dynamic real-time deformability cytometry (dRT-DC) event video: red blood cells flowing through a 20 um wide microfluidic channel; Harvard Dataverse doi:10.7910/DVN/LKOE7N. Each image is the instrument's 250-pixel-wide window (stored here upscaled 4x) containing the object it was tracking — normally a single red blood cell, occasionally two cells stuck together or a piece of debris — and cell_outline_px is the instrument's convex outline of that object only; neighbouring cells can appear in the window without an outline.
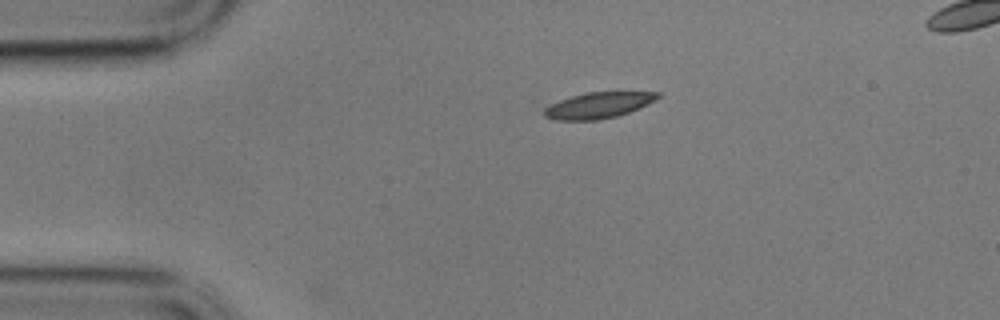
{"species": "common noctule bat (a hibernating species)", "species_latin": "Nyctalus noctula", "temperature_condition": "cold", "stored_images_in_passage": 40, "camera_frame_rate_fps": 3000, "um_per_image_px": 0.085, "animal": {"sex": "male", "body_mass_g": 17.9}, "frame": {"image": 1, "passage_image": 1, "time_ms": 0.0, "image_size_px": [1000, 320], "cell_outline_px": [[660, 96], [628, 112], [616, 116], [600, 120], [556, 120], [544, 116], [544, 108], [548, 104], [572, 96], [588, 92], [660, 92]], "centroid_in_image_um": [50.77, 8.95], "position_along_channel_um": 34.2, "area_um2": 16.82}}
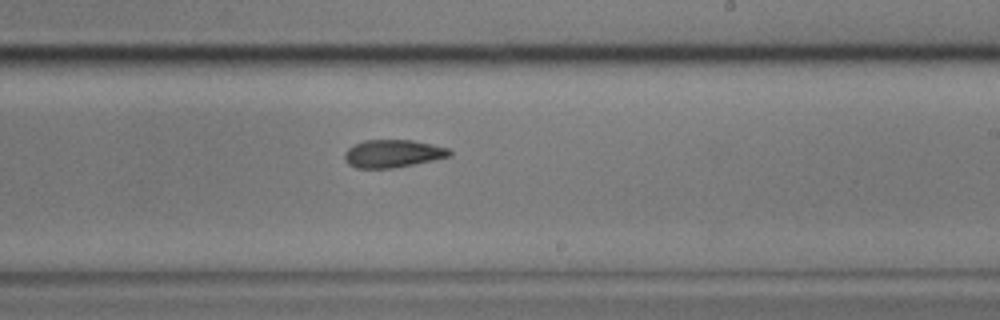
{"frame": {"image": 2, "passage_image": 24, "time_ms": 7.667, "image_size_px": [1000, 320], "cell_outline_px": [[452, 156], [392, 168], [356, 168], [348, 164], [344, 160], [344, 152], [348, 148], [364, 140], [412, 140], [432, 144], [448, 148], [452, 152]], "centroid_in_image_um": [33.37, 13.05], "position_along_channel_um": 255.6, "area_um2": 16.94}}
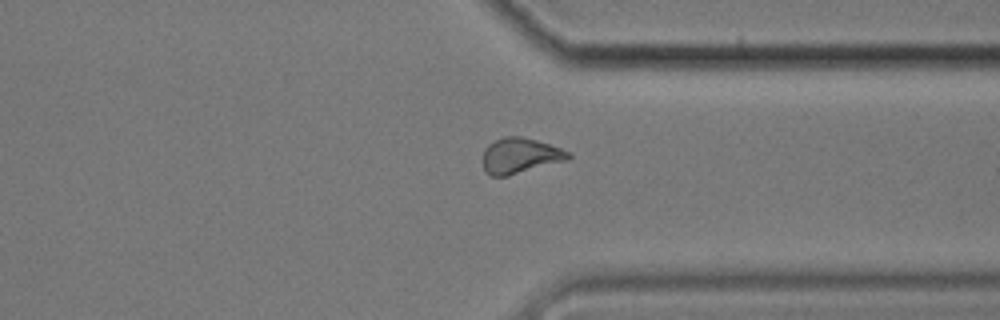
{"frame": {"image": 3, "passage_image": 34, "time_ms": 11.0, "image_size_px": [1000, 320], "cell_outline_px": [[572, 156], [568, 160], [508, 176], [492, 176], [484, 172], [484, 148], [488, 144], [504, 136], [520, 136], [536, 140], [560, 148], [568, 152]], "centroid_in_image_um": [44.2, 13.24], "position_along_channel_um": 367.2, "area_um2": 17.63}}